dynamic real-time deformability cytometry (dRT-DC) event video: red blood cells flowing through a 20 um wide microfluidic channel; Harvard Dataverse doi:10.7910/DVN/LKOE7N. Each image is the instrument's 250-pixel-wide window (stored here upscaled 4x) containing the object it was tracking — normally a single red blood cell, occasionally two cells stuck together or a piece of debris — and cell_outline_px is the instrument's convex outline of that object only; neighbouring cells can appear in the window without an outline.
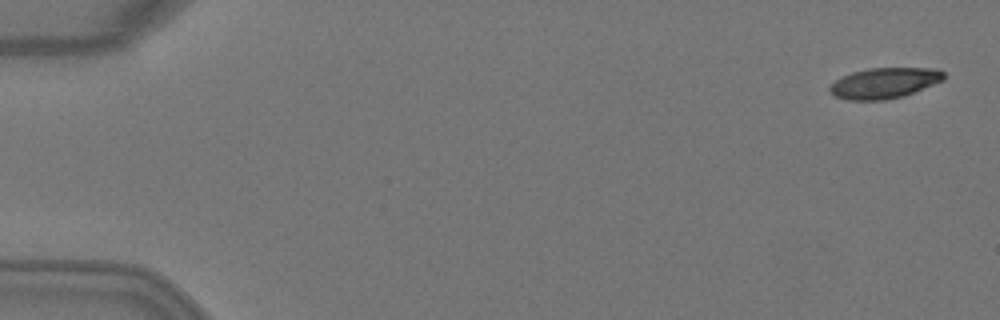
{"species": "Egyptian fruit bat (a non-hibernating species)", "species_latin": "Rousettus aegyptiacus", "temperature_condition": "warm", "stored_images_in_passage": 4, "camera_frame_rate_fps": 3000, "um_per_image_px": 0.085, "animal": {"sex": "female"}, "frame": {"image": 1, "passage_image": 1, "time_ms": 0.0, "image_size_px": [1000, 320], "cell_outline_px": [[944, 80], [904, 96], [884, 100], [848, 100], [836, 96], [828, 88], [836, 80], [852, 72], [872, 68], [936, 68], [944, 72]], "centroid_in_image_um": [75.2, 7.06], "position_along_channel_um": 9.8, "area_um2": 20.17}}
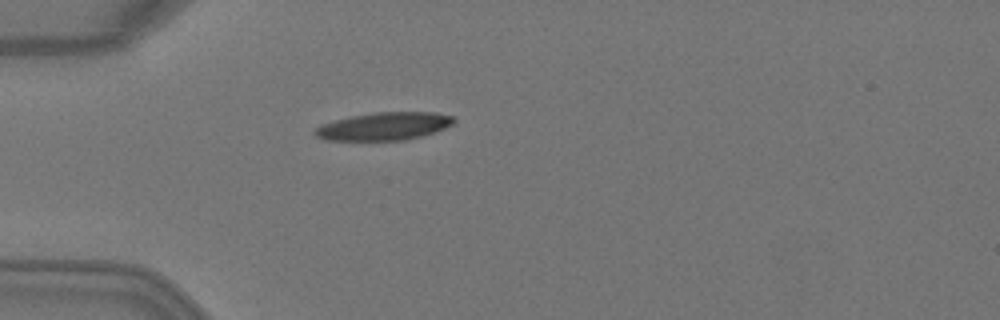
{"frame": {"image": 2, "passage_image": 4, "time_ms": 1.0, "image_size_px": [1000, 320], "cell_outline_px": [[456, 120], [452, 124], [436, 132], [404, 140], [324, 140], [316, 136], [312, 132], [320, 124], [352, 116], [372, 112], [436, 112], [452, 116]], "centroid_in_image_um": [32.63, 10.73], "position_along_channel_um": 52.4, "area_um2": 22.54}}